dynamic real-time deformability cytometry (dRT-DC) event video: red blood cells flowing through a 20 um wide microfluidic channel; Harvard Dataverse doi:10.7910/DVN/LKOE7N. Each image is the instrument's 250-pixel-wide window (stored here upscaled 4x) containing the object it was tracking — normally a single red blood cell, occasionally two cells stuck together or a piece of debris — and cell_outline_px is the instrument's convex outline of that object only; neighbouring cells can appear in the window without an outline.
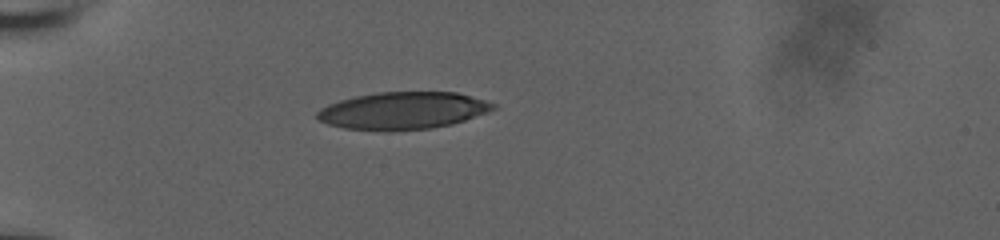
{"species": "human", "species_latin": "Homo sapiens", "temperature_condition": "room temperature", "stored_images_in_passage": 39, "camera_frame_rate_fps": 3000, "um_per_image_px": 0.085, "donor": {"sex": "male"}, "frame": {"image": 1, "passage_image": 1, "time_ms": 0.0, "image_size_px": [1000, 240], "cell_outline_px": [[496, 108], [488, 112], [452, 124], [432, 128], [392, 132], [344, 128], [328, 124], [320, 120], [316, 116], [316, 112], [320, 108], [328, 104], [340, 100], [356, 96], [376, 92], [456, 92], [484, 100], [496, 104]], "centroid_in_image_um": [34.23, 9.41], "position_along_channel_um": 50.8, "area_um2": 38.44}}
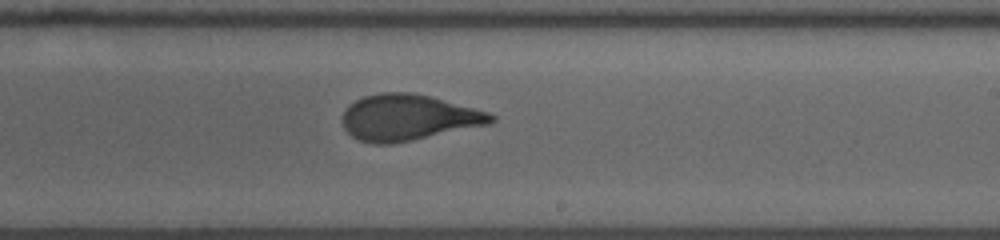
{"frame": {"image": 2, "passage_image": 19, "time_ms": 6.0, "image_size_px": [1000, 240], "cell_outline_px": [[496, 120], [492, 124], [392, 144], [372, 144], [360, 140], [352, 136], [344, 128], [344, 112], [348, 104], [364, 96], [380, 92], [412, 92], [428, 96], [488, 112], [496, 116]], "centroid_in_image_um": [34.71, 9.99], "position_along_channel_um": 254.3, "area_um2": 39.71}}
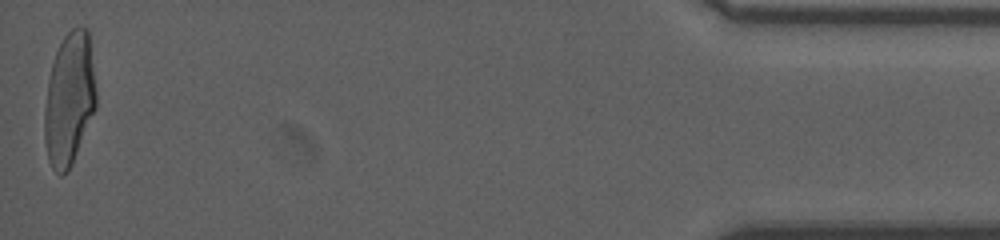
{"frame": {"image": 3, "passage_image": 39, "time_ms": 12.667, "image_size_px": [1000, 240], "cell_outline_px": [[96, 108], [72, 164], [68, 172], [60, 176], [52, 168], [48, 156], [44, 140], [44, 112], [48, 80], [52, 64], [56, 52], [64, 36], [72, 28], [88, 28], [96, 92]], "centroid_in_image_um": [5.89, 8.46], "position_along_channel_um": 429.3, "area_um2": 39.77}, "authors_computed_cell_mechanics": {"area_um2": 39.5352, "velocity_mm_per_s": 3.8517, "shape_relaxation_time_tau1_ms": 4.8555, "shape_relaxation_time_tau2_ms": 0.7837, "deformation_change_tau1": 0.2084, "deformation_change_tau2": 0.0761}}